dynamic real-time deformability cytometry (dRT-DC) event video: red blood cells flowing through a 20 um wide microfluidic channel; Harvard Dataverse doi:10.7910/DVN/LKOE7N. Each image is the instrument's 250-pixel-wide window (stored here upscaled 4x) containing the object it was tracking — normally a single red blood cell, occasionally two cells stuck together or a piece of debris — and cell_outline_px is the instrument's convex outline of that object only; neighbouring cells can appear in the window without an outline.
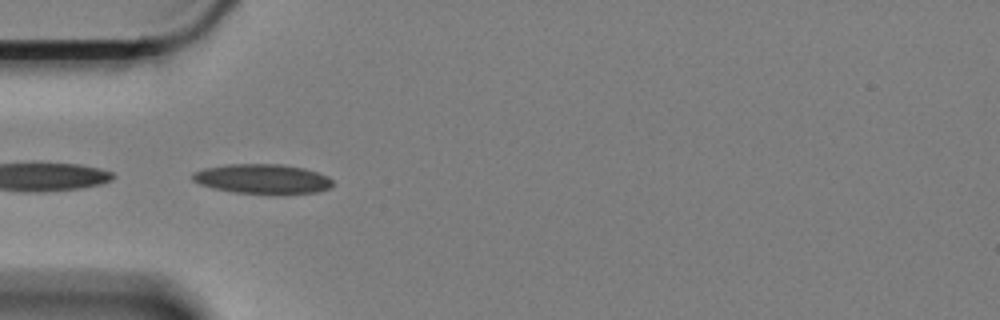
{"species": "Egyptian fruit bat (a non-hibernating species)", "species_latin": "Rousettus aegyptiacus", "temperature_condition": "cold", "stored_images_in_passage": 20, "camera_frame_rate_fps": 3000, "um_per_image_px": 0.085, "animal": {"sex": "female"}, "frame": {"image": 1, "passage_image": 1, "time_ms": 0.0, "image_size_px": [1000, 320], "cell_outline_px": [[332, 188], [316, 192], [276, 196], [236, 192], [212, 188], [200, 184], [192, 180], [192, 172], [204, 168], [228, 164], [280, 164], [304, 168], [328, 176], [332, 180]], "centroid_in_image_um": [22.33, 15.23], "position_along_channel_um": 62.7, "area_um2": 24.8}}
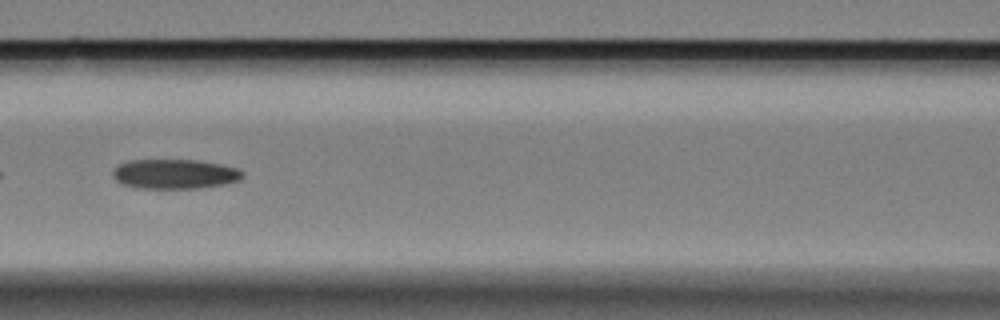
{"frame": {"image": 2, "passage_image": 9, "time_ms": 2.667, "image_size_px": [1000, 320], "cell_outline_px": [[244, 176], [240, 180], [224, 184], [196, 188], [136, 188], [120, 184], [112, 176], [112, 172], [120, 164], [128, 160], [196, 160], [220, 164], [236, 168], [244, 172]], "centroid_in_image_um": [14.83, 14.79], "position_along_channel_um": 151.8, "area_um2": 22.43}}
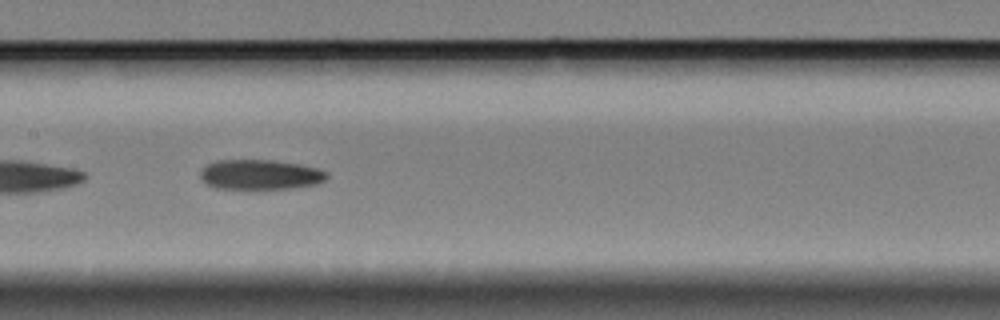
{"frame": {"image": 3, "passage_image": 12, "time_ms": 3.667, "image_size_px": [1000, 320], "cell_outline_px": [[328, 176], [324, 180], [316, 184], [292, 188], [216, 188], [204, 184], [200, 180], [200, 172], [208, 164], [216, 160], [272, 160], [300, 164], [316, 168], [328, 172]], "centroid_in_image_um": [22.09, 14.83], "position_along_channel_um": 185.3, "area_um2": 22.02}}